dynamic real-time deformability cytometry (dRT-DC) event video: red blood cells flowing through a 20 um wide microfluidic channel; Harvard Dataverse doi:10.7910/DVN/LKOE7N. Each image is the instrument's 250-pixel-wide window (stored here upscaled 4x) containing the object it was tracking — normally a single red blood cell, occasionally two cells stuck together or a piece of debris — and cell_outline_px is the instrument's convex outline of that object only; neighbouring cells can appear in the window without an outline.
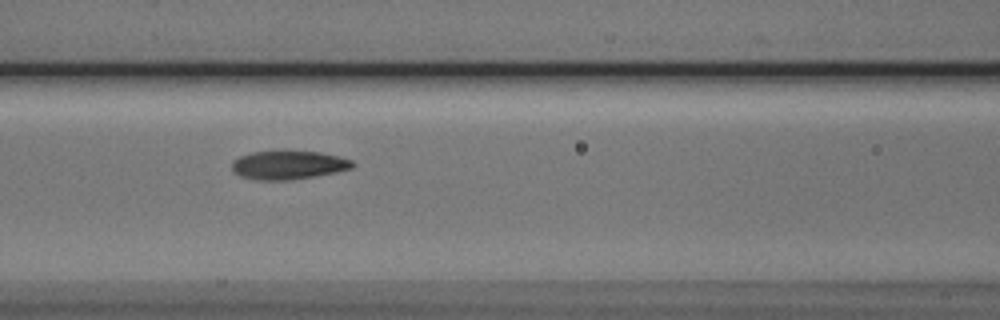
{"species": "Egyptian fruit bat (a non-hibernating species)", "species_latin": "Rousettus aegyptiacus", "temperature_condition": "cold", "stored_images_in_passage": 9, "camera_frame_rate_fps": 3000, "um_per_image_px": 0.085, "animal": {"sex": "male"}, "frame": {"image": 1, "passage_image": 4, "time_ms": 4.0, "image_size_px": [1000, 320], "cell_outline_px": [[356, 164], [352, 168], [336, 172], [312, 176], [284, 180], [260, 180], [240, 176], [232, 168], [232, 160], [240, 156], [252, 152], [284, 148], [320, 152], [352, 160]], "centroid_in_image_um": [24.5, 13.97], "position_along_channel_um": 142.1, "area_um2": 20.58}}
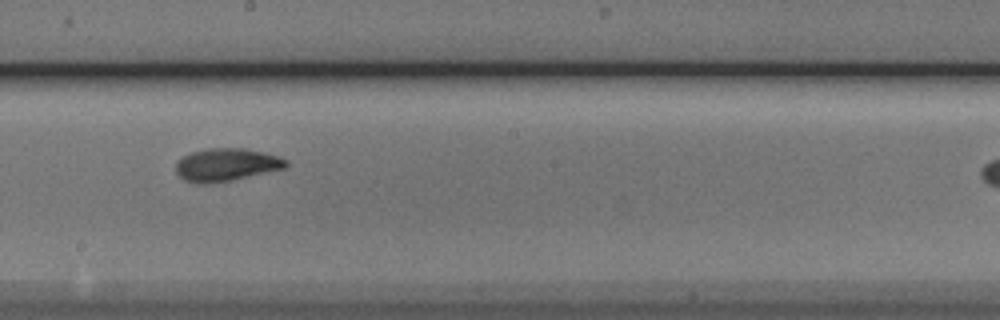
{"frame": {"image": 2, "passage_image": 6, "time_ms": 6.333, "image_size_px": [1000, 320], "cell_outline_px": [[288, 164], [284, 168], [232, 180], [204, 184], [196, 184], [184, 180], [176, 172], [176, 164], [184, 156], [192, 152], [208, 148], [244, 148], [264, 152], [288, 160]], "centroid_in_image_um": [19.23, 14.0], "position_along_channel_um": 229.0, "area_um2": 20.87}}
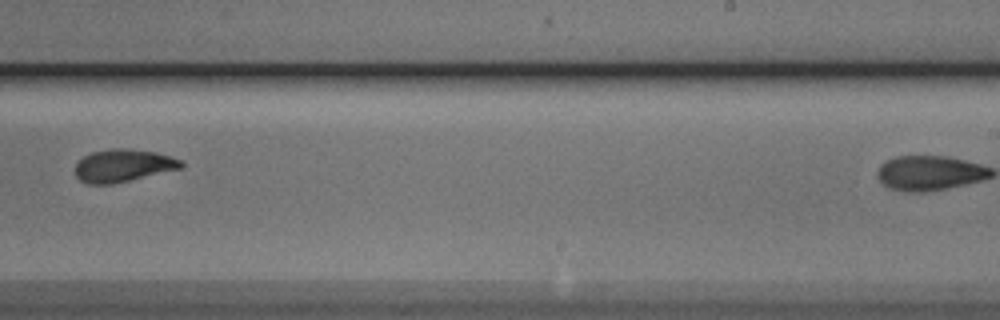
{"frame": {"image": 3, "passage_image": 7, "time_ms": 7.667, "image_size_px": [1000, 320], "cell_outline_px": [[184, 168], [112, 184], [88, 184], [80, 180], [76, 176], [76, 164], [84, 156], [92, 152], [112, 148], [128, 148], [156, 152], [184, 160]], "centroid_in_image_um": [10.52, 14.07], "position_along_channel_um": 278.5, "area_um2": 20.29}}